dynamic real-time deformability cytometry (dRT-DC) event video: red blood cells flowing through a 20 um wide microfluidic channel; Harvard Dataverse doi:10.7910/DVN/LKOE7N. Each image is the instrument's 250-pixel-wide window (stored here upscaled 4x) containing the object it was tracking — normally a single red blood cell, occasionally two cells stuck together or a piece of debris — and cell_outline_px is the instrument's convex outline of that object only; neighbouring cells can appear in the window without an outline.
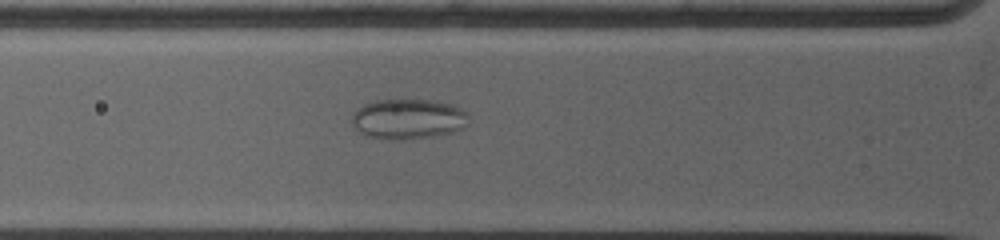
{"species": "common noctule bat (a hibernating species)", "species_latin": "Nyctalus noctula", "temperature_condition": "warm", "stored_images_in_passage": 5, "camera_frame_rate_fps": 5000, "um_per_image_px": 0.085, "animal": {"sex": "female", "body_mass_g": 19.0, "forearm_length_mm": 53.3}, "frame": {"image": 1, "passage_image": 5, "time_ms": 3.2, "image_size_px": [1000, 240], "cell_outline_px": [[468, 124], [464, 128], [452, 132], [432, 136], [404, 140], [388, 140], [368, 136], [360, 132], [352, 124], [352, 116], [356, 108], [364, 104], [376, 100], [432, 100], [452, 104], [460, 108], [468, 116]], "centroid_in_image_um": [34.68, 10.12], "position_along_channel_um": 91.1, "area_um2": 27.46}}